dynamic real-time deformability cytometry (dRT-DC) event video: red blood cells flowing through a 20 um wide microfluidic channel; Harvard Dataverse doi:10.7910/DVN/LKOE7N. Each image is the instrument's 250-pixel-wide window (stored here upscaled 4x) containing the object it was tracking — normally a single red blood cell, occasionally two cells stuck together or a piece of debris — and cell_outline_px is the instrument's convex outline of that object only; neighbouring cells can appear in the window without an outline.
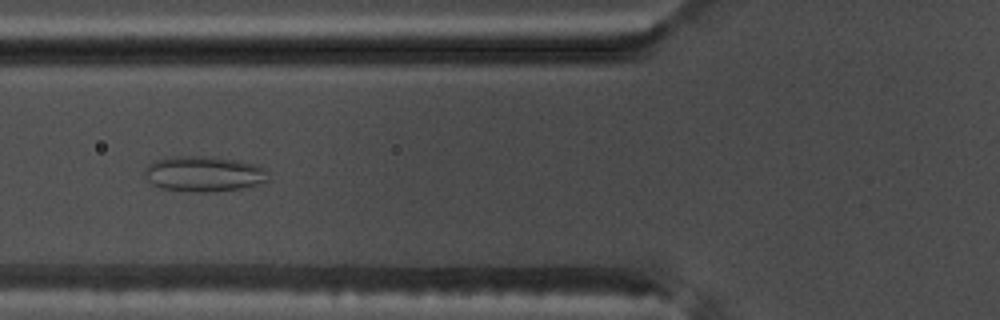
{"species": "common noctule bat (a hibernating species)", "species_latin": "Nyctalus noctula", "temperature_condition": "warm", "stored_images_in_passage": 54, "camera_frame_rate_fps": 3000, "um_per_image_px": 0.085, "animal": {"sex": "male", "body_mass_g": 17.5, "forearm_length_mm": 52.3}, "frame": {"image": 1, "passage_image": 21, "time_ms": 6.667, "image_size_px": [1000, 320], "cell_outline_px": [[268, 180], [256, 184], [240, 188], [204, 192], [200, 192], [160, 188], [152, 184], [148, 180], [144, 172], [144, 168], [148, 164], [156, 160], [176, 156], [212, 156], [236, 160], [256, 164], [264, 168]], "centroid_in_image_um": [17.29, 14.76], "position_along_channel_um": 108.5, "area_um2": 25.26}}
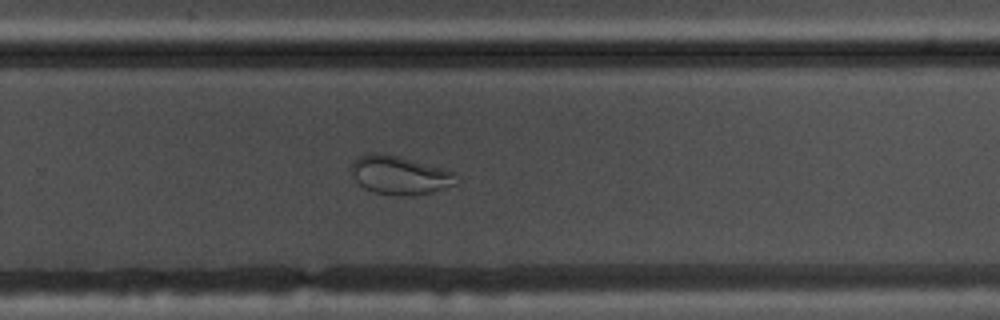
{"frame": {"image": 2, "passage_image": 36, "time_ms": 11.667, "image_size_px": [1000, 320], "cell_outline_px": [[456, 184], [428, 192], [404, 196], [372, 192], [364, 188], [352, 176], [352, 164], [360, 156], [372, 152], [380, 152], [444, 168], [456, 172]], "centroid_in_image_um": [33.96, 14.88], "position_along_channel_um": 295.8, "area_um2": 23.18}}
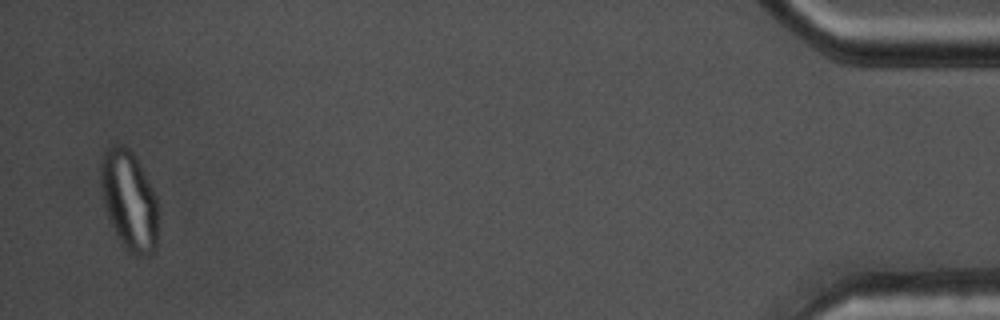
{"frame": {"image": 3, "passage_image": 53, "time_ms": 17.333, "image_size_px": [1000, 320], "cell_outline_px": [[156, 252], [148, 256], [136, 256], [128, 252], [124, 248], [108, 216], [104, 204], [100, 184], [100, 164], [104, 152], [112, 144], [120, 144], [128, 148], [132, 152], [148, 180], [156, 196]], "centroid_in_image_um": [10.96, 17.04], "position_along_channel_um": 424.2, "area_um2": 33.0}, "authors_computed_cell_mechanics": {"area_um2": 29.3913, "velocity_mm_per_s": 3.7564, "shape_relaxation_time_tau1_ms": null, "shape_relaxation_time_tau2_ms": 0.9381, "deformation_change_tau1": null, "deformation_change_tau2": 0.0603}}